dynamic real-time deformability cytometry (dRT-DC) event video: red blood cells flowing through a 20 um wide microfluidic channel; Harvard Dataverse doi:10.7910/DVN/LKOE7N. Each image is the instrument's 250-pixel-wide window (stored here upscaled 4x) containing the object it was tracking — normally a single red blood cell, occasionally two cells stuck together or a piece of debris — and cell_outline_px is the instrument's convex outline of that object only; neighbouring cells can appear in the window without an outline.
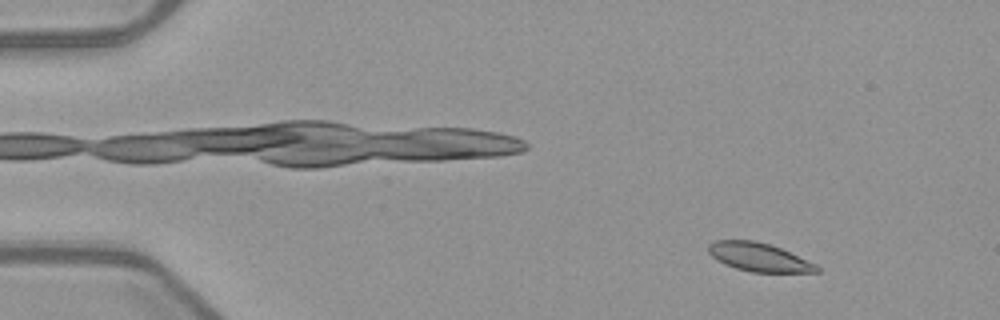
{"species": "common noctule bat (a hibernating species)", "species_latin": "Nyctalus noctula", "temperature_condition": "warm", "stored_images_in_passage": 54, "camera_frame_rate_fps": 3000, "um_per_image_px": 0.085, "animal": {"sex": "female", "body_mass_g": 21.9}, "frame": {"image": 1, "passage_image": 7, "time_ms": 2.0, "image_size_px": [1000, 320], "cell_outline_px": [[820, 272], [752, 272], [736, 268], [724, 264], [712, 256], [708, 252], [708, 244], [712, 240], [756, 240], [780, 248], [816, 264], [820, 268]], "centroid_in_image_um": [64.48, 21.85], "position_along_channel_um": 20.5, "area_um2": 17.92}}
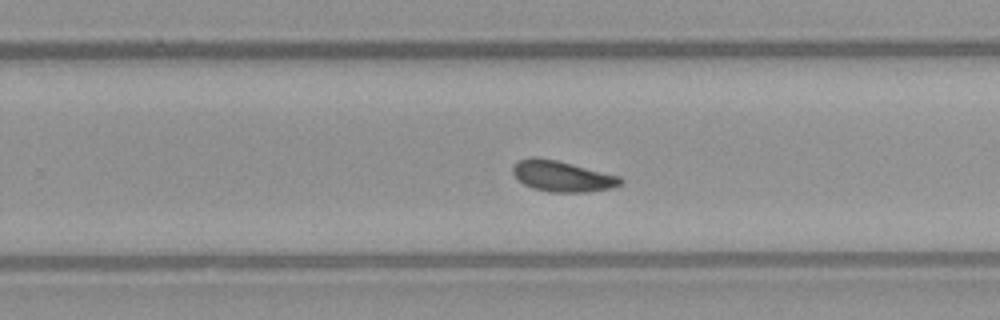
{"frame": {"image": 2, "passage_image": 35, "time_ms": 11.333, "image_size_px": [1000, 320], "cell_outline_px": [[624, 184], [612, 188], [584, 192], [548, 192], [532, 188], [524, 184], [512, 172], [512, 168], [516, 160], [532, 156], [536, 156], [556, 160], [620, 176], [624, 180]], "centroid_in_image_um": [47.78, 14.97], "position_along_channel_um": 282.0, "area_um2": 19.48}}
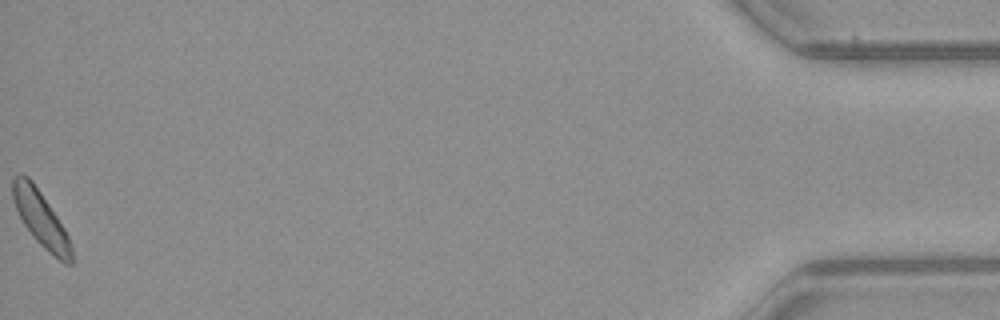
{"frame": {"image": 3, "passage_image": 54, "time_ms": 17.667, "image_size_px": [1000, 320], "cell_outline_px": [[72, 264], [64, 264], [48, 252], [32, 236], [24, 224], [16, 208], [12, 196], [12, 176], [16, 172], [24, 172], [32, 180], [64, 228], [72, 244]], "centroid_in_image_um": [3.45, 18.57], "position_along_channel_um": 431.8, "area_um2": 18.96}, "authors_computed_cell_mechanics": {"area_um2": 18.8428, "velocity_mm_per_s": 3.9345, "shape_relaxation_time_tau1_ms": 1.7029, "shape_relaxation_time_tau2_ms": 4.5589, "deformation_change_tau1": 0.0911, "deformation_change_tau2": 0.1053}}